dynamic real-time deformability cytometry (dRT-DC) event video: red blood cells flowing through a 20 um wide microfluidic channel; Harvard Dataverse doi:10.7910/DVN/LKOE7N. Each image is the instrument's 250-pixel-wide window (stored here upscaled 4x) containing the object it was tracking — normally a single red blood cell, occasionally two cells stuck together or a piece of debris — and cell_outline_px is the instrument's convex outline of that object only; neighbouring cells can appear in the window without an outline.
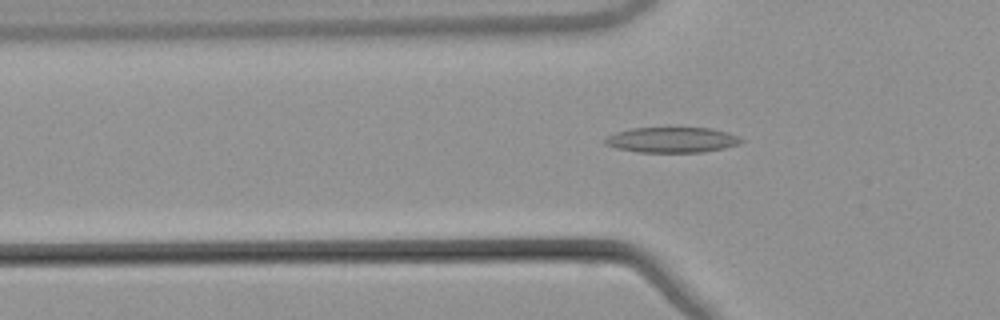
{"species": "common noctule bat (a hibernating species)", "species_latin": "Nyctalus noctula", "temperature_condition": "warm", "stored_images_in_passage": 39, "camera_frame_rate_fps": 3000, "um_per_image_px": 0.085, "animal": {"sex": "male", "body_mass_g": 21.5, "forearm_length_mm": 52.0}, "frame": {"image": 1, "passage_image": 5, "time_ms": 1.333, "image_size_px": [1000, 320], "cell_outline_px": [[744, 140], [740, 144], [724, 148], [704, 152], [640, 152], [616, 148], [604, 144], [604, 140], [608, 136], [616, 132], [632, 128], [712, 128], [728, 132], [740, 136]], "centroid_in_image_um": [57.16, 11.89], "position_along_channel_um": 68.6, "area_um2": 20.23}}
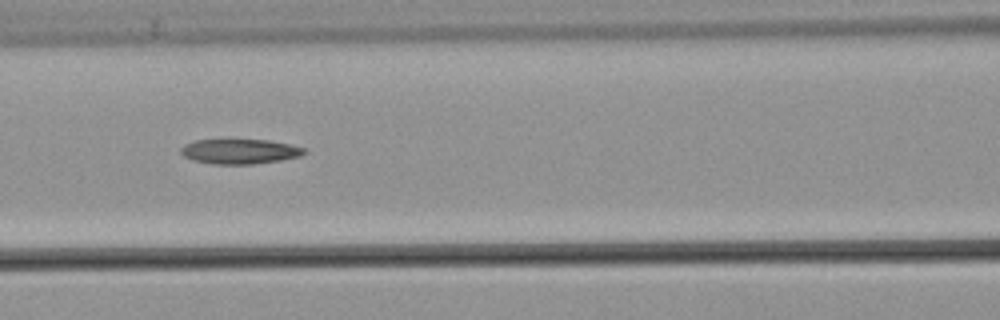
{"frame": {"image": 2, "passage_image": 11, "time_ms": 3.333, "image_size_px": [1000, 320], "cell_outline_px": [[308, 152], [300, 156], [280, 160], [252, 164], [212, 164], [192, 160], [184, 156], [180, 152], [180, 148], [184, 144], [196, 140], [228, 136], [268, 140], [288, 144], [304, 148]], "centroid_in_image_um": [20.31, 12.81], "position_along_channel_um": 146.3, "area_um2": 18.84}}
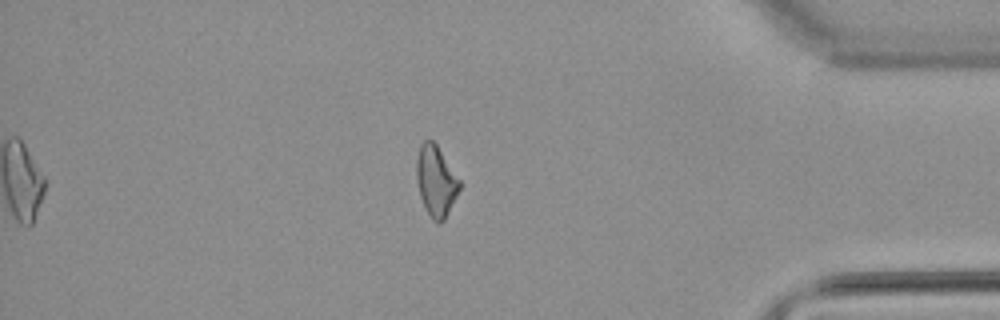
{"frame": {"image": 3, "passage_image": 33, "time_ms": 10.667, "image_size_px": [1000, 320], "cell_outline_px": [[460, 188], [444, 220], [440, 224], [432, 220], [424, 208], [420, 196], [416, 176], [416, 160], [420, 144], [424, 140], [432, 140], [436, 144], [460, 180]], "centroid_in_image_um": [37.03, 15.39], "position_along_channel_um": 398.2, "area_um2": 17.63}}